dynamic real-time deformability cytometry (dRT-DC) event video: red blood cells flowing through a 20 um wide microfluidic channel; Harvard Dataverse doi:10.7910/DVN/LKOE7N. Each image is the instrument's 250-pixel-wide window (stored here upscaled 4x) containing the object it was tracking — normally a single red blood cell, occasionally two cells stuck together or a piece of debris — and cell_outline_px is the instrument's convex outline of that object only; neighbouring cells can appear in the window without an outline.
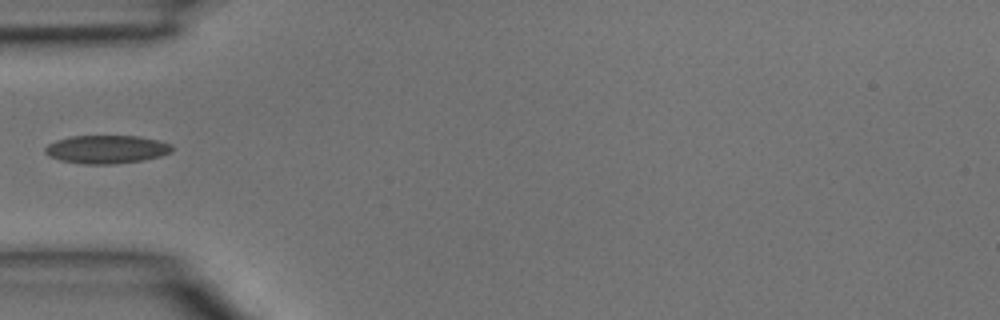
{"species": "common noctule bat (a hibernating species)", "species_latin": "Nyctalus noctula", "temperature_condition": "room temperature", "stored_images_in_passage": 3, "camera_frame_rate_fps": 3000, "um_per_image_px": 0.085, "animal": {"sex": "male", "body_mass_g": 15.6}, "frame": {"image": 1, "passage_image": 3, "time_ms": 0.667, "image_size_px": [1000, 320], "cell_outline_px": [[172, 152], [160, 156], [144, 160], [116, 164], [84, 164], [60, 160], [48, 156], [44, 152], [44, 148], [48, 144], [56, 140], [72, 136], [140, 136], [172, 144]], "centroid_in_image_um": [9.05, 12.7], "position_along_channel_um": 76.0, "area_um2": 20.98}}